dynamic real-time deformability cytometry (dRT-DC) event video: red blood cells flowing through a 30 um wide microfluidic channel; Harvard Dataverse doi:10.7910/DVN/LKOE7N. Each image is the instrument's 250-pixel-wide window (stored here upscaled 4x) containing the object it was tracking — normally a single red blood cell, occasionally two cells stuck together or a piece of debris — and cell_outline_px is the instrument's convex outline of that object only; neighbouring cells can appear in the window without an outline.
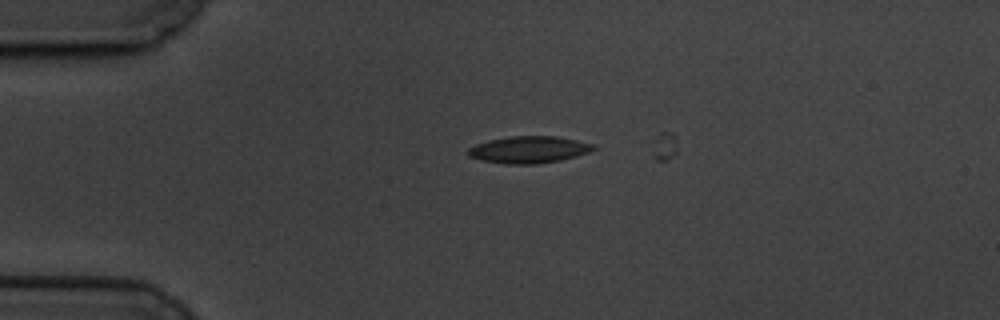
{"species": "common noctule bat (a hibernating species)", "species_latin": "Nyctalus noctula", "temperature_condition": "cold", "stored_images_in_passage": 4, "camera_frame_rate_fps": 3000, "um_per_image_px": 0.085, "animal": {"sex": "male", "body_mass_g": 19.5, "forearm_length_mm": 54.6}, "frame": {"image": 1, "passage_image": 3, "time_ms": 0.667, "image_size_px": [1000, 320], "cell_outline_px": [[596, 148], [588, 152], [576, 156], [560, 160], [536, 164], [504, 164], [480, 160], [468, 156], [468, 148], [476, 144], [488, 140], [508, 136], [556, 136], [596, 144]], "centroid_in_image_um": [44.94, 12.72], "position_along_channel_um": 40.1, "area_um2": 19.77}}